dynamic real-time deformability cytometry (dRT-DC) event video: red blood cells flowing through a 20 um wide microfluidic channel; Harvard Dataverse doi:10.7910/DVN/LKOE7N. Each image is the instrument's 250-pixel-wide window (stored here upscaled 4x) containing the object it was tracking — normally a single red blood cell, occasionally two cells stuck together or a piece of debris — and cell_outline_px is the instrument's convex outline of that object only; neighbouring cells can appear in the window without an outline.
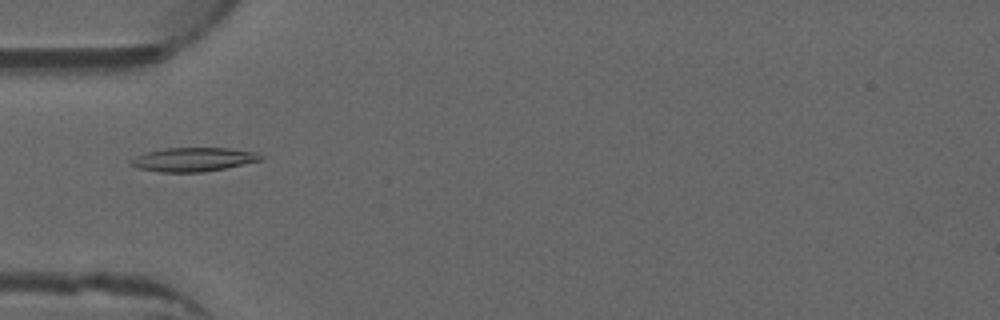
{"species": "common noctule bat (a hibernating species)", "species_latin": "Nyctalus noctula", "temperature_condition": "warm", "stored_images_in_passage": 52, "camera_frame_rate_fps": 3000, "um_per_image_px": 0.085, "animal": {"sex": "male", "forearm_length_mm": 52.5}, "frame": {"image": 1, "passage_image": 17, "time_ms": 5.333, "image_size_px": [1000, 320], "cell_outline_px": [[264, 160], [204, 172], [160, 172], [136, 168], [128, 164], [128, 160], [136, 156], [148, 152], [164, 148], [228, 148], [256, 152], [264, 156]], "centroid_in_image_um": [16.42, 13.56], "position_along_channel_um": 68.6, "area_um2": 18.21}}
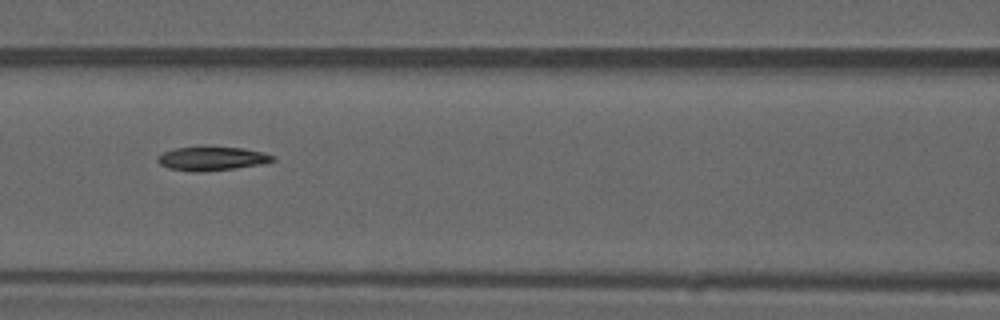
{"frame": {"image": 2, "passage_image": 23, "time_ms": 7.333, "image_size_px": [1000, 320], "cell_outline_px": [[276, 160], [260, 164], [236, 168], [200, 172], [196, 172], [168, 168], [160, 164], [156, 160], [156, 156], [164, 152], [176, 148], [244, 148], [276, 156]], "centroid_in_image_um": [18.0, 13.5], "position_along_channel_um": 148.6, "area_um2": 15.61}}
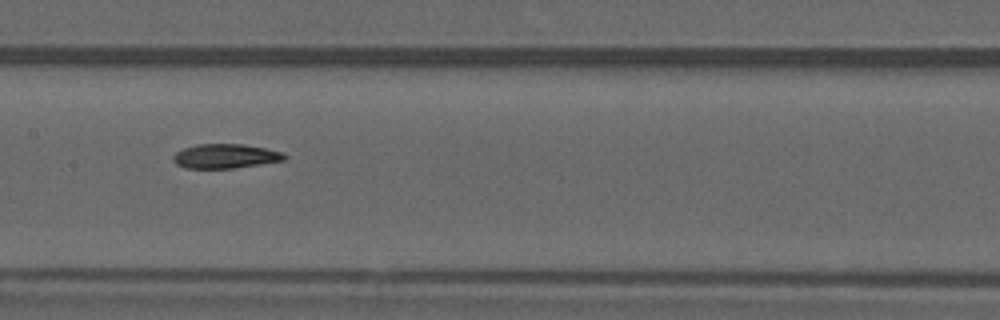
{"frame": {"image": 3, "passage_image": 26, "time_ms": 8.333, "image_size_px": [1000, 320], "cell_outline_px": [[288, 156], [284, 160], [260, 164], [232, 168], [184, 168], [176, 164], [172, 160], [172, 156], [176, 152], [184, 148], [196, 144], [240, 144], [264, 148], [284, 152]], "centroid_in_image_um": [19.13, 13.27], "position_along_channel_um": 188.3, "area_um2": 15.78}, "authors_computed_cell_mechanics": {"area_um2": 16.1262, "velocity_mm_per_s": 3.9851, "shape_relaxation_time_tau1_ms": null, "shape_relaxation_time_tau2_ms": 7.8351, "deformation_change_tau1": null, "deformation_change_tau2": 0.1307}}